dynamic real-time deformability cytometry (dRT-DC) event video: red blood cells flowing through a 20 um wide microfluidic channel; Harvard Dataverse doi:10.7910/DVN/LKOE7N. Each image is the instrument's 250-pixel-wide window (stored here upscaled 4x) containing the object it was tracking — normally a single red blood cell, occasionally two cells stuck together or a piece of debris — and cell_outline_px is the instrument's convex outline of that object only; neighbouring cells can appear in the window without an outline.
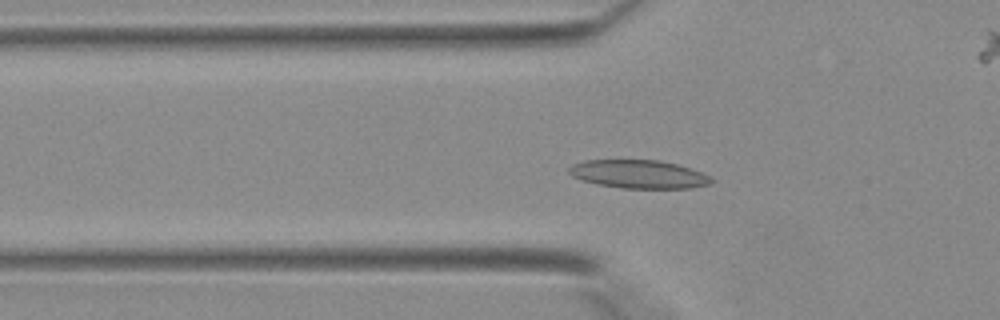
{"species": "Egyptian fruit bat (a non-hibernating species)", "species_latin": "Rousettus aegyptiacus", "temperature_condition": "warm", "stored_images_in_passage": 40, "camera_frame_rate_fps": 3000, "um_per_image_px": 0.085, "animal": {"sex": "female"}, "frame": {"image": 1, "passage_image": 12, "time_ms": 3.667, "image_size_px": [1000, 320], "cell_outline_px": [[716, 180], [708, 184], [692, 188], [620, 188], [596, 184], [580, 180], [572, 176], [568, 172], [568, 168], [572, 164], [584, 160], [660, 160], [692, 168]], "centroid_in_image_um": [54.26, 14.8], "position_along_channel_um": 71.5, "area_um2": 23.64}}
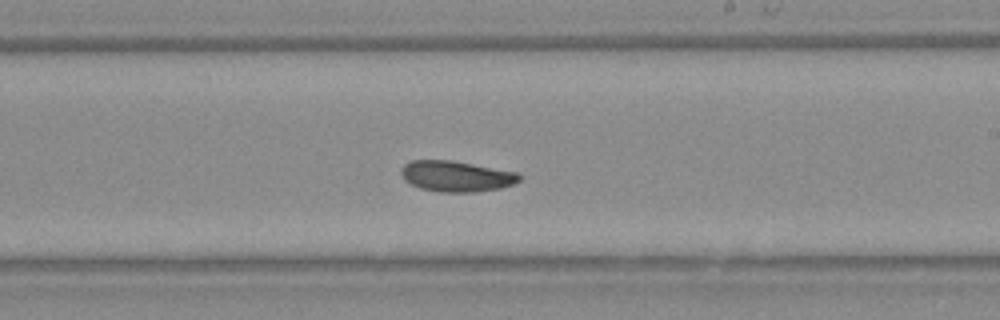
{"frame": {"image": 2, "passage_image": 23, "time_ms": 7.333, "image_size_px": [1000, 320], "cell_outline_px": [[520, 180], [512, 184], [500, 188], [476, 192], [440, 192], [420, 188], [404, 180], [400, 172], [400, 168], [404, 164], [412, 160], [452, 160], [516, 172], [520, 176]], "centroid_in_image_um": [38.74, 14.98], "position_along_channel_um": 250.3, "area_um2": 21.15}}
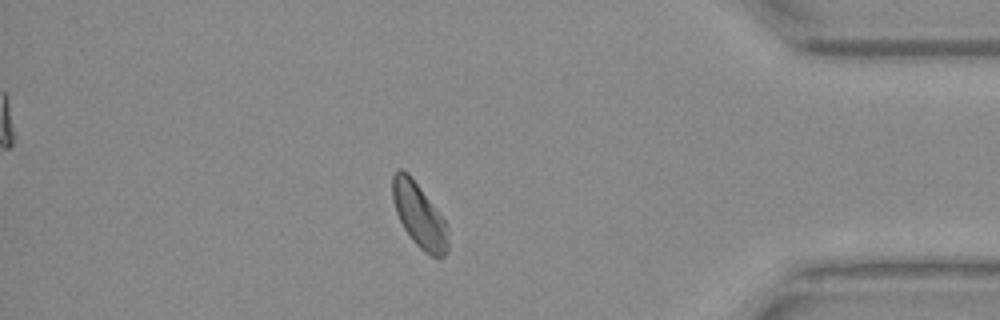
{"frame": {"image": 3, "passage_image": 34, "time_ms": 11.0, "image_size_px": [1000, 320], "cell_outline_px": [[448, 252], [444, 256], [432, 256], [424, 252], [412, 240], [404, 228], [396, 212], [392, 196], [392, 176], [400, 168], [408, 172], [444, 220], [448, 228]], "centroid_in_image_um": [35.62, 18.32], "position_along_channel_um": 399.6, "area_um2": 20.46}}